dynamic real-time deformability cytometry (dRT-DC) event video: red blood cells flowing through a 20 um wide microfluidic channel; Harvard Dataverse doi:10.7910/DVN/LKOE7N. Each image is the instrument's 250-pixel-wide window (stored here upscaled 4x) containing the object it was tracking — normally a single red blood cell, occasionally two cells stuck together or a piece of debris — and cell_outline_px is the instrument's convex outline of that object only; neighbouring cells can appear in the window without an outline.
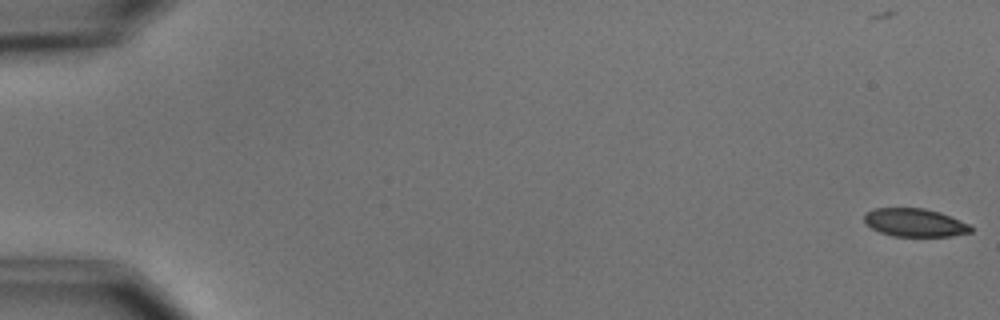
{"species": "common noctule bat (a hibernating species)", "species_latin": "Nyctalus noctula", "temperature_condition": "cold", "stored_images_in_passage": 8, "camera_frame_rate_fps": 3000, "um_per_image_px": 0.085, "animal": {"sex": "male", "body_mass_g": 15.6}, "frame": {"image": 1, "passage_image": 1, "time_ms": 0.0, "image_size_px": [1000, 320], "cell_outline_px": [[972, 232], [952, 236], [892, 236], [880, 232], [872, 228], [864, 220], [864, 216], [868, 212], [876, 208], [924, 208], [940, 212], [960, 220], [968, 224], [972, 228]], "centroid_in_image_um": [77.78, 18.92], "position_along_channel_um": 7.2, "area_um2": 17.34}}
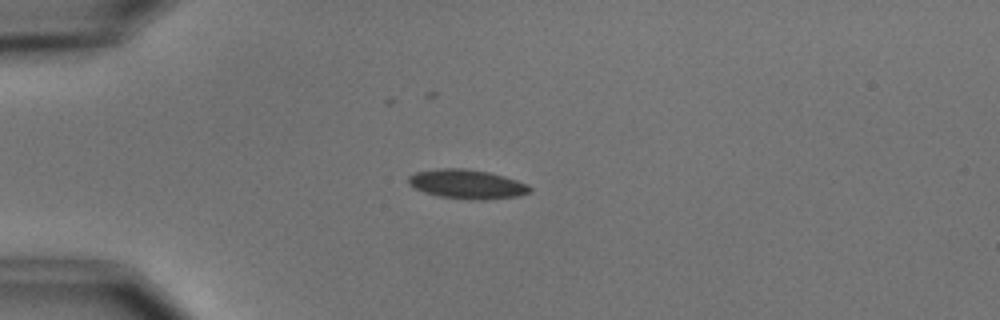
{"frame": {"image": 2, "passage_image": 5, "time_ms": 4.667, "image_size_px": [1000, 320], "cell_outline_px": [[532, 192], [520, 196], [484, 200], [472, 200], [440, 196], [424, 192], [408, 184], [408, 176], [416, 172], [440, 168], [464, 168], [488, 172], [504, 176], [528, 184], [532, 188]], "centroid_in_image_um": [39.73, 15.66], "position_along_channel_um": 45.3, "area_um2": 20.75}}
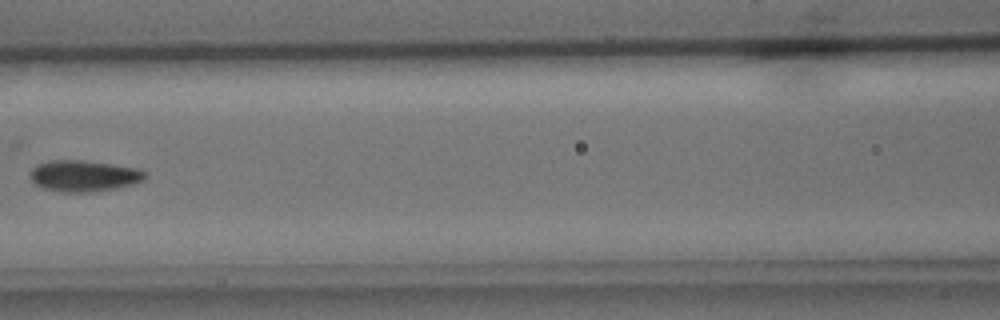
{"frame": {"image": 3, "passage_image": 8, "time_ms": 8.333, "image_size_px": [1000, 320], "cell_outline_px": [[148, 176], [144, 180], [116, 188], [92, 192], [60, 192], [44, 188], [32, 184], [28, 176], [32, 168], [36, 164], [48, 160], [84, 160], [112, 164], [136, 168], [144, 172]], "centroid_in_image_um": [7.05, 14.95], "position_along_channel_um": 159.6, "area_um2": 21.15}}